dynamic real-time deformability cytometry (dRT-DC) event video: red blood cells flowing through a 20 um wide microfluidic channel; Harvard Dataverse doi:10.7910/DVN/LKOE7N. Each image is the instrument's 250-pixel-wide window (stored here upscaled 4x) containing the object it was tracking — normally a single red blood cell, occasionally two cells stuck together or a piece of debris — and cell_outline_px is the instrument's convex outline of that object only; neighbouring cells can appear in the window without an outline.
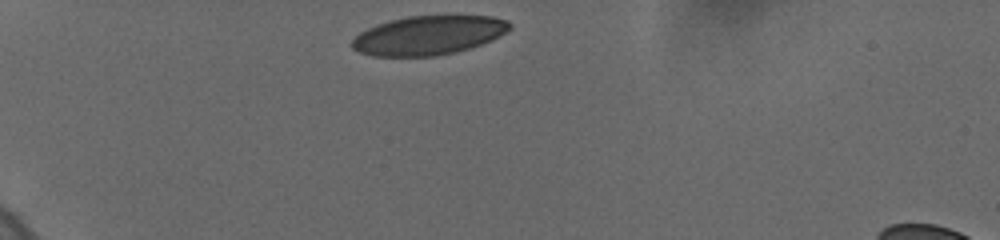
{"species": "human", "species_latin": "Homo sapiens", "temperature_condition": "cold", "stored_images_in_passage": 17, "camera_frame_rate_fps": 3000, "um_per_image_px": 0.085, "donor": {"sex": "female"}, "frame": {"image": 1, "passage_image": 1, "time_ms": 0.0, "image_size_px": [1000, 240], "cell_outline_px": [[512, 28], [500, 36], [492, 40], [456, 52], [436, 56], [372, 56], [360, 52], [352, 48], [352, 40], [360, 32], [376, 24], [408, 16], [492, 16], [508, 20], [512, 24]], "centroid_in_image_um": [36.44, 3.0], "position_along_channel_um": 48.6, "area_um2": 35.84}}
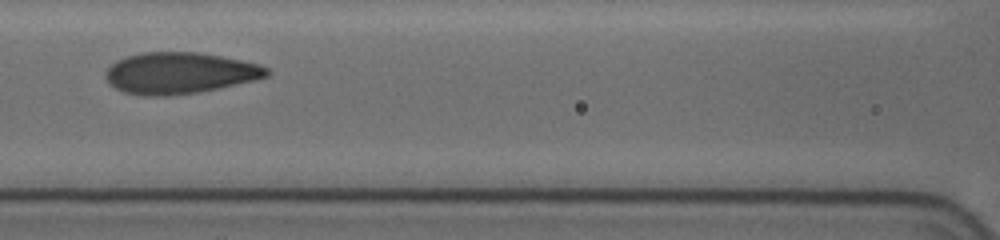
{"frame": {"image": 2, "passage_image": 10, "time_ms": 4.0, "image_size_px": [1000, 240], "cell_outline_px": [[268, 76], [256, 80], [196, 92], [164, 96], [144, 96], [124, 92], [108, 84], [104, 76], [104, 72], [116, 60], [140, 52], [196, 52], [220, 56], [260, 64], [268, 68]], "centroid_in_image_um": [15.22, 6.21], "position_along_channel_um": 151.4, "area_um2": 38.73}}
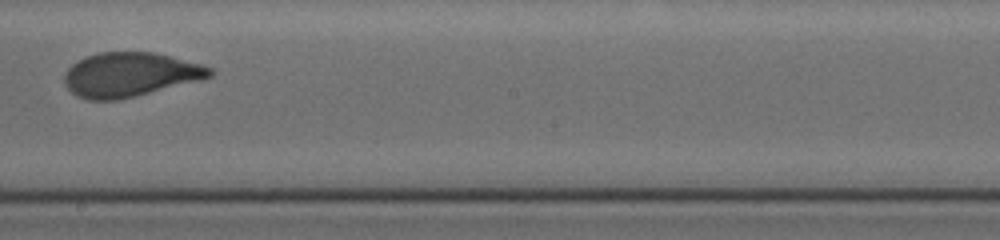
{"frame": {"image": 3, "passage_image": 15, "time_ms": 6.333, "image_size_px": [1000, 240], "cell_outline_px": [[216, 72], [212, 76], [200, 80], [120, 100], [88, 100], [76, 96], [64, 84], [64, 72], [76, 60], [100, 52], [156, 52], [200, 64], [212, 68]], "centroid_in_image_um": [11.04, 6.34], "position_along_channel_um": 237.2, "area_um2": 37.69}}